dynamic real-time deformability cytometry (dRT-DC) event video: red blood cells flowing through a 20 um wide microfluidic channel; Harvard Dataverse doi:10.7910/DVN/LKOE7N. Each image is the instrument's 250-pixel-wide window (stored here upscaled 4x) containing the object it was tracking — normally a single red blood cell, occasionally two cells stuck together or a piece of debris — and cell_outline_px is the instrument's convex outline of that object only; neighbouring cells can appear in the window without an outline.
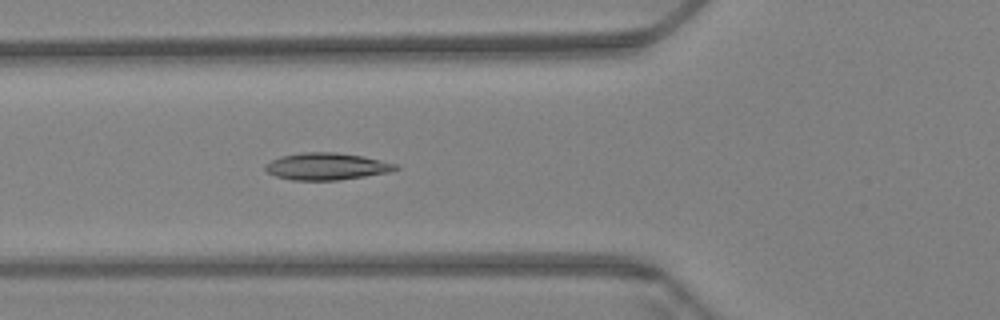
{"species": "Egyptian fruit bat (a non-hibernating species)", "species_latin": "Rousettus aegyptiacus", "temperature_condition": "warm", "stored_images_in_passage": 60, "camera_frame_rate_fps": 3000, "um_per_image_px": 0.085, "animal": {"sex": "female"}, "frame": {"image": 1, "passage_image": 22, "time_ms": 7.0, "image_size_px": [1000, 320], "cell_outline_px": [[400, 168], [392, 172], [340, 180], [292, 180], [276, 176], [268, 172], [264, 168], [264, 164], [280, 156], [300, 152], [336, 152], [364, 156], [396, 164]], "centroid_in_image_um": [27.77, 14.14], "position_along_channel_um": 98.0, "area_um2": 20.69}}
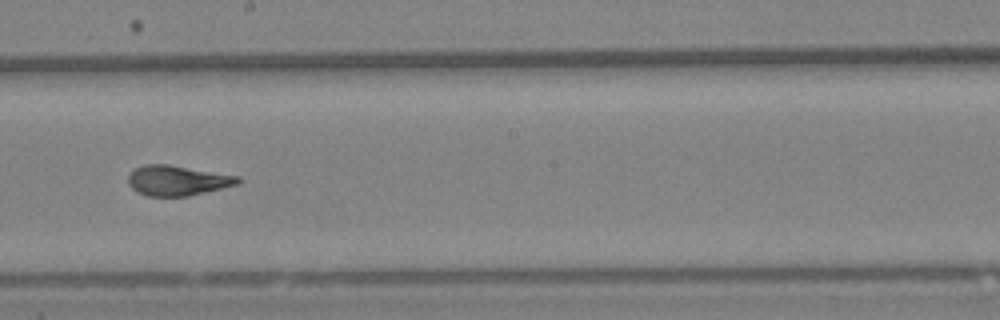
{"frame": {"image": 2, "passage_image": 34, "time_ms": 11.0, "image_size_px": [1000, 320], "cell_outline_px": [[244, 180], [240, 184], [188, 196], [148, 196], [136, 192], [128, 184], [128, 176], [136, 168], [144, 164], [168, 164], [240, 176]], "centroid_in_image_um": [15.12, 15.34], "position_along_channel_um": 233.1, "area_um2": 19.42}}
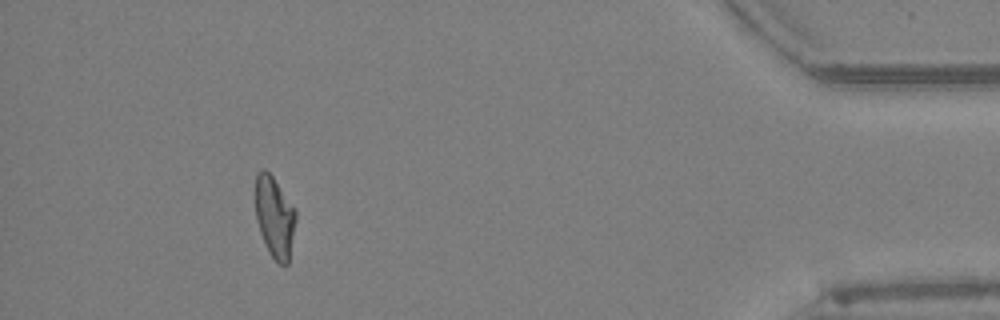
{"frame": {"image": 3, "passage_image": 55, "time_ms": 18.0, "image_size_px": [1000, 320], "cell_outline_px": [[296, 220], [288, 264], [280, 264], [272, 256], [260, 232], [256, 220], [256, 172], [260, 168], [264, 168], [272, 176], [296, 208]], "centroid_in_image_um": [23.35, 18.39], "position_along_channel_um": 411.8, "area_um2": 18.96}, "authors_computed_cell_mechanics": {"area_um2": 19.6809, "velocity_mm_per_s": 3.3934, "shape_relaxation_time_tau1_ms": 10.9811, "shape_relaxation_time_tau2_ms": 1.7251, "deformation_change_tau1": 0.2932, "deformation_change_tau2": 0.0835}}